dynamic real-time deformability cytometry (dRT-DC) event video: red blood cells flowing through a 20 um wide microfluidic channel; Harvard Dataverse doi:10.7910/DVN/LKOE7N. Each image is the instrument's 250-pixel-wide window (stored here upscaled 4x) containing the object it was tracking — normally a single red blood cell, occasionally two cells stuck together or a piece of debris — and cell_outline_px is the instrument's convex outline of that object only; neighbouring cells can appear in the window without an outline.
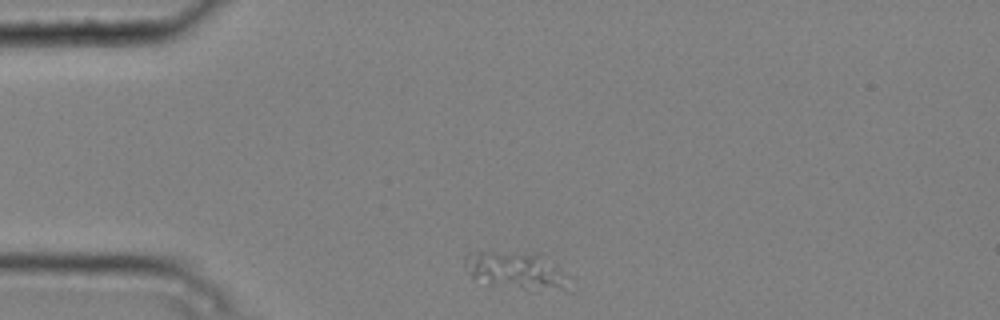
{"species": "common noctule bat (a hibernating species)", "species_latin": "Nyctalus noctula", "temperature_condition": "cold", "stored_images_in_passage": 2, "camera_frame_rate_fps": 3000, "um_per_image_px": 0.085, "animal": {"sex": "male", "body_mass_g": 20.4}, "frame": {"image": 1, "passage_image": 1, "time_ms": 0.0, "image_size_px": [1000, 320], "cell_outline_px": [[556, 284], [524, 288], [488, 288], [472, 276], [464, 260], [464, 256], [468, 252], [492, 252], [532, 256], [556, 268]], "centroid_in_image_um": [43.31, 22.98], "position_along_channel_um": 41.7, "area_um2": 19.25}}